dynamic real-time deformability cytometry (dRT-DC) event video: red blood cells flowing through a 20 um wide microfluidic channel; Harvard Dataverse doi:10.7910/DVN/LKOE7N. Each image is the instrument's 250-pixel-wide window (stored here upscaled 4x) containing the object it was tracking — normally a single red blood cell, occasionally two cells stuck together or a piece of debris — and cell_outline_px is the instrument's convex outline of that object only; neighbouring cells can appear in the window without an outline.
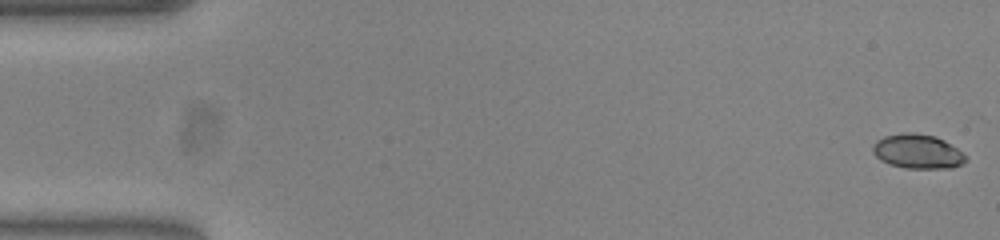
{"species": "common noctule bat (a hibernating species)", "species_latin": "Nyctalus noctula", "temperature_condition": "warm", "stored_images_in_passage": 14, "camera_frame_rate_fps": 3000, "um_per_image_px": 0.085, "animal": {"sex": "female", "body_mass_g": 23.0, "forearm_length_mm": 53.4}, "frame": {"image": 1, "passage_image": 1, "time_ms": 0.0, "image_size_px": [1000, 240], "cell_outline_px": [[968, 160], [964, 164], [952, 168], [904, 168], [888, 164], [880, 160], [872, 152], [872, 148], [876, 140], [884, 136], [904, 132], [912, 132], [936, 136], [944, 140], [964, 152], [968, 156]], "centroid_in_image_um": [78.03, 12.88], "position_along_channel_um": 7.0, "area_um2": 19.02}}
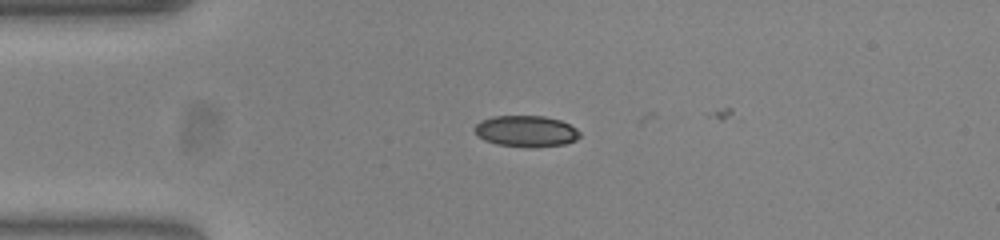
{"frame": {"image": 2, "passage_image": 13, "time_ms": 4.0, "image_size_px": [1000, 240], "cell_outline_px": [[580, 136], [576, 140], [564, 144], [532, 148], [496, 144], [484, 140], [472, 128], [480, 120], [492, 116], [544, 116], [560, 120], [576, 128], [580, 132]], "centroid_in_image_um": [44.71, 11.15], "position_along_channel_um": 40.3, "area_um2": 19.25}}